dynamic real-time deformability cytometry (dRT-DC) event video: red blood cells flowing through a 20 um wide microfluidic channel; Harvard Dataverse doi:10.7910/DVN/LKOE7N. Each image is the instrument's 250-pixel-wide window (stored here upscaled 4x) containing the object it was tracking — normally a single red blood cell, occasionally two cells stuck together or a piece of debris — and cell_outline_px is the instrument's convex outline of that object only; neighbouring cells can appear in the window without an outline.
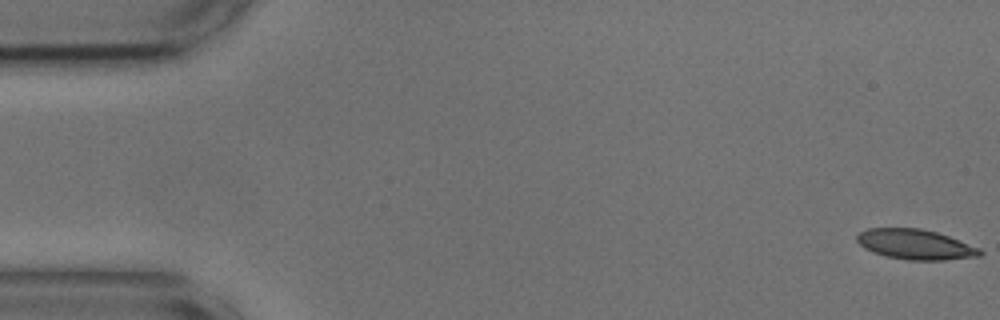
{"species": "common noctule bat (a hibernating species)", "species_latin": "Nyctalus noctula", "temperature_condition": "cold", "stored_images_in_passage": 10, "camera_frame_rate_fps": 3000, "um_per_image_px": 0.085, "animal": {"sex": "male", "body_mass_g": 17.9, "forearm_length_mm": 54.2}, "frame": {"image": 1, "passage_image": 1, "time_ms": 0.0, "image_size_px": [1000, 320], "cell_outline_px": [[984, 252], [980, 256], [944, 260], [908, 260], [888, 256], [864, 248], [856, 240], [856, 236], [860, 232], [868, 228], [920, 228], [936, 232], [948, 236], [980, 248]], "centroid_in_image_um": [77.82, 20.77], "position_along_channel_um": 7.2, "area_um2": 21.39}}